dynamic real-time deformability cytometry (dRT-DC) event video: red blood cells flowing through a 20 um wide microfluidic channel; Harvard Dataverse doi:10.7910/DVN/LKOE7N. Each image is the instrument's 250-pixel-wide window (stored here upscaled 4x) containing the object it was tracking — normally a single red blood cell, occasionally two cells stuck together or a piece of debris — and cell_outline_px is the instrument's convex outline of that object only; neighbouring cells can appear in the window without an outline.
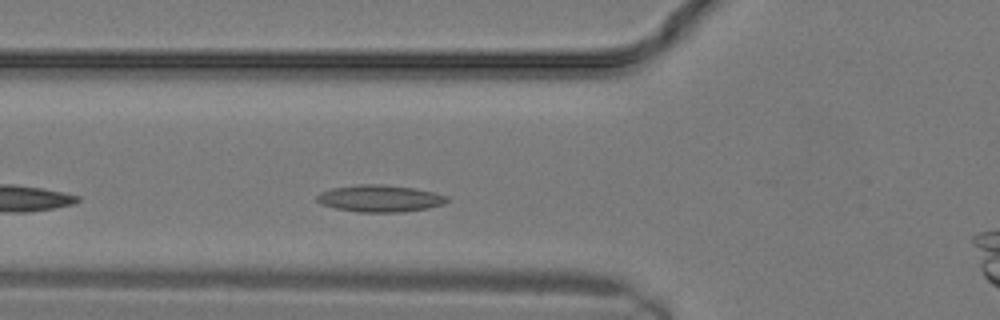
{"species": "common noctule bat (a hibernating species)", "species_latin": "Nyctalus noctula", "temperature_condition": "warm", "stored_images_in_passage": 9, "camera_frame_rate_fps": 3000, "um_per_image_px": 0.085, "animal": {"sex": "male", "body_mass_g": 19.2, "forearm_length_mm": 51.8}, "frame": {"image": 1, "passage_image": 4, "time_ms": 1.0, "image_size_px": [1000, 320], "cell_outline_px": [[448, 200], [444, 204], [428, 208], [400, 212], [360, 212], [336, 208], [320, 204], [316, 200], [316, 196], [320, 192], [332, 188], [360, 184], [380, 184], [416, 188], [448, 196]], "centroid_in_image_um": [32.28, 16.86], "position_along_channel_um": 93.5, "area_um2": 20.4}}
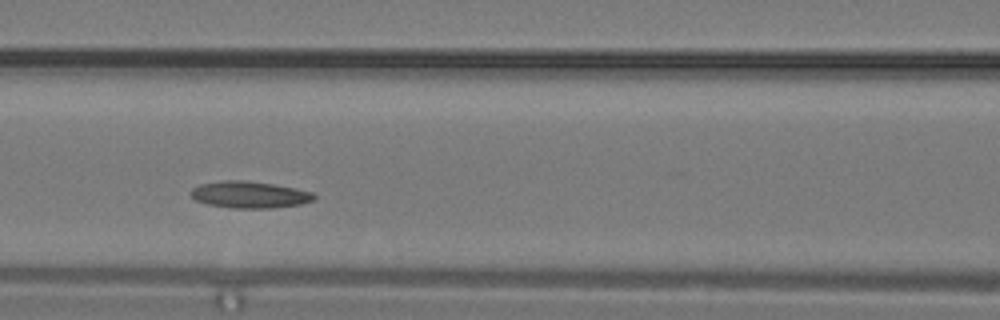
{"frame": {"image": 2, "passage_image": 6, "time_ms": 1.667, "image_size_px": [1000, 320], "cell_outline_px": [[316, 196], [312, 200], [300, 204], [272, 208], [232, 208], [208, 204], [196, 200], [192, 196], [192, 188], [200, 184], [224, 180], [240, 180], [272, 184], [312, 192]], "centroid_in_image_um": [21.19, 16.55], "position_along_channel_um": 145.4, "area_um2": 18.84}}
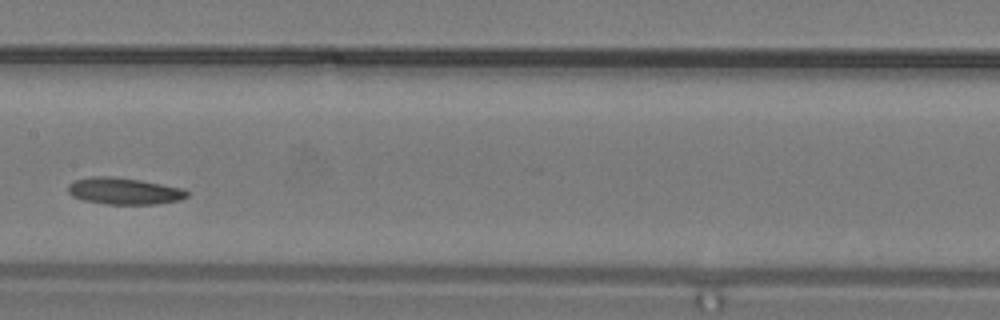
{"frame": {"image": 3, "passage_image": 8, "time_ms": 2.333, "image_size_px": [1000, 320], "cell_outline_px": [[188, 196], [180, 200], [156, 204], [108, 204], [84, 200], [72, 196], [68, 192], [68, 184], [76, 180], [92, 176], [112, 176], [140, 180], [184, 188], [188, 192]], "centroid_in_image_um": [10.56, 16.23], "position_along_channel_um": 196.8, "area_um2": 18.5}}